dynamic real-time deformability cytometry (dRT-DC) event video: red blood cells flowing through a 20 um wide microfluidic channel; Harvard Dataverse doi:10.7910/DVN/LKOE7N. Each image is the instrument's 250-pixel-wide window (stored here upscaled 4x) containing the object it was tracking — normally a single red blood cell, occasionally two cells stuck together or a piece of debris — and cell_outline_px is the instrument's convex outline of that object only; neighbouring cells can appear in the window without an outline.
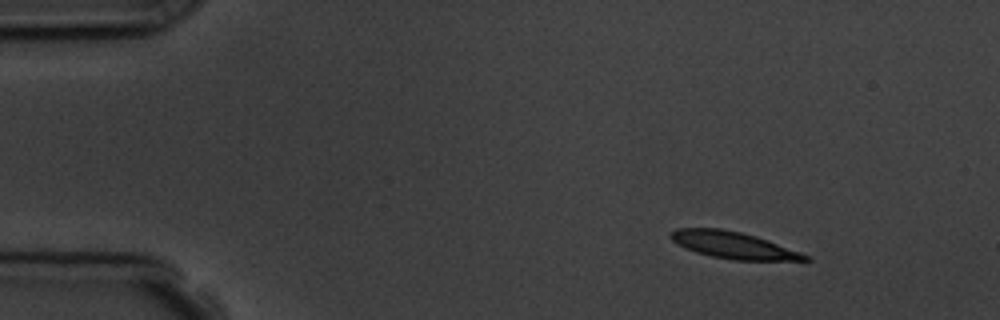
{"species": "common noctule bat (a hibernating species)", "species_latin": "Nyctalus noctula", "temperature_condition": "room temperature", "stored_images_in_passage": 4, "camera_frame_rate_fps": 3000, "um_per_image_px": 0.085, "animal": {"sex": "male", "body_mass_g": 19.5, "forearm_length_mm": 54.6}, "frame": {"image": 1, "passage_image": 1, "time_ms": 0.0, "image_size_px": [1000, 320], "cell_outline_px": [[812, 260], [732, 260], [712, 256], [696, 252], [676, 244], [668, 236], [676, 228], [720, 228], [740, 232], [756, 236], [800, 252], [808, 256]], "centroid_in_image_um": [62.28, 20.83], "position_along_channel_um": 22.7, "area_um2": 20.75}}